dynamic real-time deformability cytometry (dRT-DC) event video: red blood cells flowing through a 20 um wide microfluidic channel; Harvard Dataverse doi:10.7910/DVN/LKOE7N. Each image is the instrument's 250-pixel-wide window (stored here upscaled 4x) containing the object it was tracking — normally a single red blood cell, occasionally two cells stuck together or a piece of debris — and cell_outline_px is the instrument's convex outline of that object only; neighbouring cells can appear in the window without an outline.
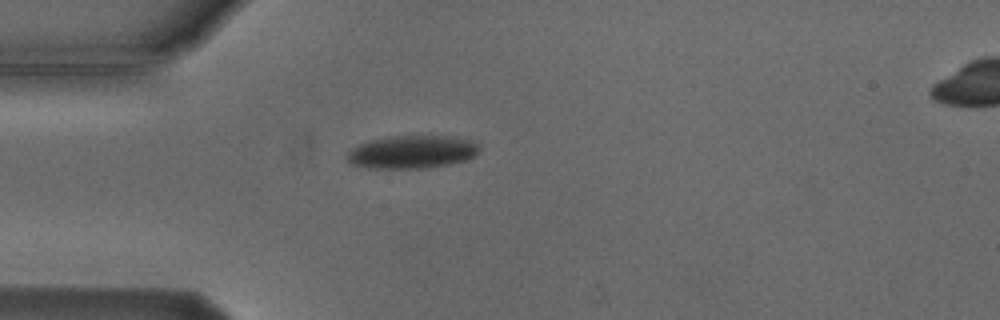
{"species": "Egyptian fruit bat (a non-hibernating species)", "species_latin": "Rousettus aegyptiacus", "temperature_condition": "cold", "stored_images_in_passage": 2, "camera_frame_rate_fps": 3000, "um_per_image_px": 0.085, "animal": {"sex": "male"}, "frame": {"image": 1, "passage_image": 1, "time_ms": 0.0, "image_size_px": [1000, 320], "cell_outline_px": [[480, 148], [468, 160], [448, 164], [420, 168], [368, 168], [352, 164], [344, 156], [352, 148], [360, 144], [372, 140], [388, 136], [452, 136], [472, 140]], "centroid_in_image_um": [35.0, 12.91], "position_along_channel_um": 50.0, "area_um2": 25.26}}